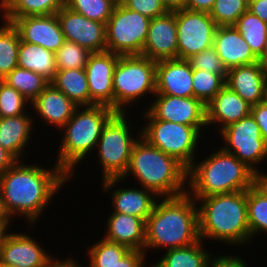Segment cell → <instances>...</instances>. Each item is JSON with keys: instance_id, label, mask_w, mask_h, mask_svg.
Returning a JSON list of instances; mask_svg holds the SVG:
<instances>
[{"instance_id": "cell-1", "label": "cell", "mask_w": 267, "mask_h": 267, "mask_svg": "<svg viewBox=\"0 0 267 267\" xmlns=\"http://www.w3.org/2000/svg\"><path fill=\"white\" fill-rule=\"evenodd\" d=\"M20 162L17 160L0 175L2 199L11 219L20 214L33 226L55 193L71 178L57 164L47 170L38 164Z\"/></svg>"}, {"instance_id": "cell-2", "label": "cell", "mask_w": 267, "mask_h": 267, "mask_svg": "<svg viewBox=\"0 0 267 267\" xmlns=\"http://www.w3.org/2000/svg\"><path fill=\"white\" fill-rule=\"evenodd\" d=\"M188 169L176 158L149 144L143 137L134 143L128 168L122 178L102 180L108 191L129 174L137 178L141 187L152 190L159 197H176L187 193ZM186 188V189H185Z\"/></svg>"}, {"instance_id": "cell-3", "label": "cell", "mask_w": 267, "mask_h": 267, "mask_svg": "<svg viewBox=\"0 0 267 267\" xmlns=\"http://www.w3.org/2000/svg\"><path fill=\"white\" fill-rule=\"evenodd\" d=\"M196 204L188 193L157 200L146 221L144 252L149 248L169 250L197 243L200 236Z\"/></svg>"}, {"instance_id": "cell-4", "label": "cell", "mask_w": 267, "mask_h": 267, "mask_svg": "<svg viewBox=\"0 0 267 267\" xmlns=\"http://www.w3.org/2000/svg\"><path fill=\"white\" fill-rule=\"evenodd\" d=\"M194 200L202 201L198 207L199 236L202 241L205 238L219 240L234 247L251 241L247 190Z\"/></svg>"}, {"instance_id": "cell-5", "label": "cell", "mask_w": 267, "mask_h": 267, "mask_svg": "<svg viewBox=\"0 0 267 267\" xmlns=\"http://www.w3.org/2000/svg\"><path fill=\"white\" fill-rule=\"evenodd\" d=\"M201 161L187 172V193L194 199L243 191L254 184L255 173L223 148Z\"/></svg>"}, {"instance_id": "cell-6", "label": "cell", "mask_w": 267, "mask_h": 267, "mask_svg": "<svg viewBox=\"0 0 267 267\" xmlns=\"http://www.w3.org/2000/svg\"><path fill=\"white\" fill-rule=\"evenodd\" d=\"M115 113L105 105L77 107L61 128L64 134L55 163L69 177L74 175L75 166L96 149L104 125Z\"/></svg>"}, {"instance_id": "cell-7", "label": "cell", "mask_w": 267, "mask_h": 267, "mask_svg": "<svg viewBox=\"0 0 267 267\" xmlns=\"http://www.w3.org/2000/svg\"><path fill=\"white\" fill-rule=\"evenodd\" d=\"M114 111L126 112L145 94H156V61L142 55L120 56L113 72ZM125 109V110H124Z\"/></svg>"}, {"instance_id": "cell-8", "label": "cell", "mask_w": 267, "mask_h": 267, "mask_svg": "<svg viewBox=\"0 0 267 267\" xmlns=\"http://www.w3.org/2000/svg\"><path fill=\"white\" fill-rule=\"evenodd\" d=\"M128 113L116 112L104 125L98 140L97 151L102 166V180L122 178L130 162L134 143L139 139L132 137ZM127 118V119H126ZM129 124V125H128Z\"/></svg>"}, {"instance_id": "cell-9", "label": "cell", "mask_w": 267, "mask_h": 267, "mask_svg": "<svg viewBox=\"0 0 267 267\" xmlns=\"http://www.w3.org/2000/svg\"><path fill=\"white\" fill-rule=\"evenodd\" d=\"M141 137L164 153L176 158L187 169L196 161L194 154L205 126H187L160 119H146ZM201 136V137H200Z\"/></svg>"}, {"instance_id": "cell-10", "label": "cell", "mask_w": 267, "mask_h": 267, "mask_svg": "<svg viewBox=\"0 0 267 267\" xmlns=\"http://www.w3.org/2000/svg\"><path fill=\"white\" fill-rule=\"evenodd\" d=\"M150 21L124 5L115 6L106 22L107 51L120 56L141 55Z\"/></svg>"}, {"instance_id": "cell-11", "label": "cell", "mask_w": 267, "mask_h": 267, "mask_svg": "<svg viewBox=\"0 0 267 267\" xmlns=\"http://www.w3.org/2000/svg\"><path fill=\"white\" fill-rule=\"evenodd\" d=\"M220 134L226 152L232 153L255 174L261 172L257 165L267 157V144L251 114L226 126Z\"/></svg>"}, {"instance_id": "cell-12", "label": "cell", "mask_w": 267, "mask_h": 267, "mask_svg": "<svg viewBox=\"0 0 267 267\" xmlns=\"http://www.w3.org/2000/svg\"><path fill=\"white\" fill-rule=\"evenodd\" d=\"M177 58L188 59L213 46L217 28L209 13L182 9L176 11Z\"/></svg>"}, {"instance_id": "cell-13", "label": "cell", "mask_w": 267, "mask_h": 267, "mask_svg": "<svg viewBox=\"0 0 267 267\" xmlns=\"http://www.w3.org/2000/svg\"><path fill=\"white\" fill-rule=\"evenodd\" d=\"M144 118L160 119L187 126H206V106L194 97L155 94Z\"/></svg>"}, {"instance_id": "cell-14", "label": "cell", "mask_w": 267, "mask_h": 267, "mask_svg": "<svg viewBox=\"0 0 267 267\" xmlns=\"http://www.w3.org/2000/svg\"><path fill=\"white\" fill-rule=\"evenodd\" d=\"M56 15L67 41L75 42L91 53L107 51L106 24L90 20L67 6Z\"/></svg>"}, {"instance_id": "cell-15", "label": "cell", "mask_w": 267, "mask_h": 267, "mask_svg": "<svg viewBox=\"0 0 267 267\" xmlns=\"http://www.w3.org/2000/svg\"><path fill=\"white\" fill-rule=\"evenodd\" d=\"M120 55L104 51L92 53L85 66L90 106L105 105L114 110L113 72Z\"/></svg>"}, {"instance_id": "cell-16", "label": "cell", "mask_w": 267, "mask_h": 267, "mask_svg": "<svg viewBox=\"0 0 267 267\" xmlns=\"http://www.w3.org/2000/svg\"><path fill=\"white\" fill-rule=\"evenodd\" d=\"M18 30L20 40L36 44L54 53L66 41L56 14L3 18Z\"/></svg>"}, {"instance_id": "cell-17", "label": "cell", "mask_w": 267, "mask_h": 267, "mask_svg": "<svg viewBox=\"0 0 267 267\" xmlns=\"http://www.w3.org/2000/svg\"><path fill=\"white\" fill-rule=\"evenodd\" d=\"M176 11L151 19L142 56L154 61L177 58Z\"/></svg>"}, {"instance_id": "cell-18", "label": "cell", "mask_w": 267, "mask_h": 267, "mask_svg": "<svg viewBox=\"0 0 267 267\" xmlns=\"http://www.w3.org/2000/svg\"><path fill=\"white\" fill-rule=\"evenodd\" d=\"M29 235L9 233L0 251V262L19 267H48L52 258Z\"/></svg>"}, {"instance_id": "cell-19", "label": "cell", "mask_w": 267, "mask_h": 267, "mask_svg": "<svg viewBox=\"0 0 267 267\" xmlns=\"http://www.w3.org/2000/svg\"><path fill=\"white\" fill-rule=\"evenodd\" d=\"M192 68L186 59L156 62V94L194 97Z\"/></svg>"}, {"instance_id": "cell-20", "label": "cell", "mask_w": 267, "mask_h": 267, "mask_svg": "<svg viewBox=\"0 0 267 267\" xmlns=\"http://www.w3.org/2000/svg\"><path fill=\"white\" fill-rule=\"evenodd\" d=\"M213 47L227 70L259 62V58L234 25L217 26Z\"/></svg>"}, {"instance_id": "cell-21", "label": "cell", "mask_w": 267, "mask_h": 267, "mask_svg": "<svg viewBox=\"0 0 267 267\" xmlns=\"http://www.w3.org/2000/svg\"><path fill=\"white\" fill-rule=\"evenodd\" d=\"M266 84L267 77L260 62L228 69L225 80V85L250 105L262 102Z\"/></svg>"}, {"instance_id": "cell-22", "label": "cell", "mask_w": 267, "mask_h": 267, "mask_svg": "<svg viewBox=\"0 0 267 267\" xmlns=\"http://www.w3.org/2000/svg\"><path fill=\"white\" fill-rule=\"evenodd\" d=\"M251 106L225 85L206 105V124L210 126L217 123L218 127H221L218 128L220 132L233 122L250 115Z\"/></svg>"}, {"instance_id": "cell-23", "label": "cell", "mask_w": 267, "mask_h": 267, "mask_svg": "<svg viewBox=\"0 0 267 267\" xmlns=\"http://www.w3.org/2000/svg\"><path fill=\"white\" fill-rule=\"evenodd\" d=\"M30 104L44 122L56 126L57 129L60 128V131L78 107L52 83Z\"/></svg>"}, {"instance_id": "cell-24", "label": "cell", "mask_w": 267, "mask_h": 267, "mask_svg": "<svg viewBox=\"0 0 267 267\" xmlns=\"http://www.w3.org/2000/svg\"><path fill=\"white\" fill-rule=\"evenodd\" d=\"M104 239L144 252L146 222L138 217L119 212L109 215Z\"/></svg>"}, {"instance_id": "cell-25", "label": "cell", "mask_w": 267, "mask_h": 267, "mask_svg": "<svg viewBox=\"0 0 267 267\" xmlns=\"http://www.w3.org/2000/svg\"><path fill=\"white\" fill-rule=\"evenodd\" d=\"M111 193L114 212L132 215L143 219L145 222L153 211L157 195L145 188H115ZM154 195V197H153Z\"/></svg>"}, {"instance_id": "cell-26", "label": "cell", "mask_w": 267, "mask_h": 267, "mask_svg": "<svg viewBox=\"0 0 267 267\" xmlns=\"http://www.w3.org/2000/svg\"><path fill=\"white\" fill-rule=\"evenodd\" d=\"M28 113L12 117H0V145L17 160L24 154L30 141L33 121Z\"/></svg>"}, {"instance_id": "cell-27", "label": "cell", "mask_w": 267, "mask_h": 267, "mask_svg": "<svg viewBox=\"0 0 267 267\" xmlns=\"http://www.w3.org/2000/svg\"><path fill=\"white\" fill-rule=\"evenodd\" d=\"M18 67L41 74L51 82L57 71L55 53L40 45L20 40Z\"/></svg>"}, {"instance_id": "cell-28", "label": "cell", "mask_w": 267, "mask_h": 267, "mask_svg": "<svg viewBox=\"0 0 267 267\" xmlns=\"http://www.w3.org/2000/svg\"><path fill=\"white\" fill-rule=\"evenodd\" d=\"M50 83L78 107L90 106L89 87L84 69L57 70Z\"/></svg>"}, {"instance_id": "cell-29", "label": "cell", "mask_w": 267, "mask_h": 267, "mask_svg": "<svg viewBox=\"0 0 267 267\" xmlns=\"http://www.w3.org/2000/svg\"><path fill=\"white\" fill-rule=\"evenodd\" d=\"M66 0H0L3 18L56 14Z\"/></svg>"}, {"instance_id": "cell-30", "label": "cell", "mask_w": 267, "mask_h": 267, "mask_svg": "<svg viewBox=\"0 0 267 267\" xmlns=\"http://www.w3.org/2000/svg\"><path fill=\"white\" fill-rule=\"evenodd\" d=\"M203 241L183 248L169 249L151 267H208L211 253L204 251Z\"/></svg>"}, {"instance_id": "cell-31", "label": "cell", "mask_w": 267, "mask_h": 267, "mask_svg": "<svg viewBox=\"0 0 267 267\" xmlns=\"http://www.w3.org/2000/svg\"><path fill=\"white\" fill-rule=\"evenodd\" d=\"M234 26L260 59L267 44V23L247 9Z\"/></svg>"}, {"instance_id": "cell-32", "label": "cell", "mask_w": 267, "mask_h": 267, "mask_svg": "<svg viewBox=\"0 0 267 267\" xmlns=\"http://www.w3.org/2000/svg\"><path fill=\"white\" fill-rule=\"evenodd\" d=\"M13 87L26 99L32 102L50 84V81L41 74L16 67L2 79Z\"/></svg>"}, {"instance_id": "cell-33", "label": "cell", "mask_w": 267, "mask_h": 267, "mask_svg": "<svg viewBox=\"0 0 267 267\" xmlns=\"http://www.w3.org/2000/svg\"><path fill=\"white\" fill-rule=\"evenodd\" d=\"M0 25V80L18 67L20 36L12 23Z\"/></svg>"}, {"instance_id": "cell-34", "label": "cell", "mask_w": 267, "mask_h": 267, "mask_svg": "<svg viewBox=\"0 0 267 267\" xmlns=\"http://www.w3.org/2000/svg\"><path fill=\"white\" fill-rule=\"evenodd\" d=\"M247 214L251 239L267 233V197L254 184L247 189Z\"/></svg>"}, {"instance_id": "cell-35", "label": "cell", "mask_w": 267, "mask_h": 267, "mask_svg": "<svg viewBox=\"0 0 267 267\" xmlns=\"http://www.w3.org/2000/svg\"><path fill=\"white\" fill-rule=\"evenodd\" d=\"M129 248L106 239H101L89 248L87 267H113L128 252Z\"/></svg>"}, {"instance_id": "cell-36", "label": "cell", "mask_w": 267, "mask_h": 267, "mask_svg": "<svg viewBox=\"0 0 267 267\" xmlns=\"http://www.w3.org/2000/svg\"><path fill=\"white\" fill-rule=\"evenodd\" d=\"M194 98L200 100L205 106L225 86V79L219 75L203 70L192 69Z\"/></svg>"}, {"instance_id": "cell-37", "label": "cell", "mask_w": 267, "mask_h": 267, "mask_svg": "<svg viewBox=\"0 0 267 267\" xmlns=\"http://www.w3.org/2000/svg\"><path fill=\"white\" fill-rule=\"evenodd\" d=\"M65 6L90 20L106 24L116 5L112 0H66Z\"/></svg>"}, {"instance_id": "cell-38", "label": "cell", "mask_w": 267, "mask_h": 267, "mask_svg": "<svg viewBox=\"0 0 267 267\" xmlns=\"http://www.w3.org/2000/svg\"><path fill=\"white\" fill-rule=\"evenodd\" d=\"M92 53L75 42L65 41L55 53L57 70L85 69Z\"/></svg>"}, {"instance_id": "cell-39", "label": "cell", "mask_w": 267, "mask_h": 267, "mask_svg": "<svg viewBox=\"0 0 267 267\" xmlns=\"http://www.w3.org/2000/svg\"><path fill=\"white\" fill-rule=\"evenodd\" d=\"M247 9V0H216L209 15L217 26H229L234 25Z\"/></svg>"}, {"instance_id": "cell-40", "label": "cell", "mask_w": 267, "mask_h": 267, "mask_svg": "<svg viewBox=\"0 0 267 267\" xmlns=\"http://www.w3.org/2000/svg\"><path fill=\"white\" fill-rule=\"evenodd\" d=\"M28 103V104H27ZM31 102L13 87L0 80V117L19 116L27 113L26 105Z\"/></svg>"}, {"instance_id": "cell-41", "label": "cell", "mask_w": 267, "mask_h": 267, "mask_svg": "<svg viewBox=\"0 0 267 267\" xmlns=\"http://www.w3.org/2000/svg\"><path fill=\"white\" fill-rule=\"evenodd\" d=\"M190 67L194 70H203L221 75L225 80L227 78V69L219 58L214 47L205 49L186 59Z\"/></svg>"}, {"instance_id": "cell-42", "label": "cell", "mask_w": 267, "mask_h": 267, "mask_svg": "<svg viewBox=\"0 0 267 267\" xmlns=\"http://www.w3.org/2000/svg\"><path fill=\"white\" fill-rule=\"evenodd\" d=\"M124 6L130 10L139 12L149 19L162 16L168 12L161 0H127Z\"/></svg>"}, {"instance_id": "cell-43", "label": "cell", "mask_w": 267, "mask_h": 267, "mask_svg": "<svg viewBox=\"0 0 267 267\" xmlns=\"http://www.w3.org/2000/svg\"><path fill=\"white\" fill-rule=\"evenodd\" d=\"M260 127L261 135L267 144V105L259 103L251 106V113Z\"/></svg>"}, {"instance_id": "cell-44", "label": "cell", "mask_w": 267, "mask_h": 267, "mask_svg": "<svg viewBox=\"0 0 267 267\" xmlns=\"http://www.w3.org/2000/svg\"><path fill=\"white\" fill-rule=\"evenodd\" d=\"M142 251L130 250L118 263L113 267H145V256Z\"/></svg>"}, {"instance_id": "cell-45", "label": "cell", "mask_w": 267, "mask_h": 267, "mask_svg": "<svg viewBox=\"0 0 267 267\" xmlns=\"http://www.w3.org/2000/svg\"><path fill=\"white\" fill-rule=\"evenodd\" d=\"M246 262L238 256H219L211 254L208 267H247Z\"/></svg>"}, {"instance_id": "cell-46", "label": "cell", "mask_w": 267, "mask_h": 267, "mask_svg": "<svg viewBox=\"0 0 267 267\" xmlns=\"http://www.w3.org/2000/svg\"><path fill=\"white\" fill-rule=\"evenodd\" d=\"M216 0H185V9L210 13Z\"/></svg>"}, {"instance_id": "cell-47", "label": "cell", "mask_w": 267, "mask_h": 267, "mask_svg": "<svg viewBox=\"0 0 267 267\" xmlns=\"http://www.w3.org/2000/svg\"><path fill=\"white\" fill-rule=\"evenodd\" d=\"M247 3L248 10L267 23V0H257Z\"/></svg>"}, {"instance_id": "cell-48", "label": "cell", "mask_w": 267, "mask_h": 267, "mask_svg": "<svg viewBox=\"0 0 267 267\" xmlns=\"http://www.w3.org/2000/svg\"><path fill=\"white\" fill-rule=\"evenodd\" d=\"M17 159L0 145V175L10 168Z\"/></svg>"}, {"instance_id": "cell-49", "label": "cell", "mask_w": 267, "mask_h": 267, "mask_svg": "<svg viewBox=\"0 0 267 267\" xmlns=\"http://www.w3.org/2000/svg\"><path fill=\"white\" fill-rule=\"evenodd\" d=\"M168 12H175L184 9L185 0H161Z\"/></svg>"}, {"instance_id": "cell-50", "label": "cell", "mask_w": 267, "mask_h": 267, "mask_svg": "<svg viewBox=\"0 0 267 267\" xmlns=\"http://www.w3.org/2000/svg\"><path fill=\"white\" fill-rule=\"evenodd\" d=\"M254 185L267 197V174L256 173L254 175Z\"/></svg>"}, {"instance_id": "cell-51", "label": "cell", "mask_w": 267, "mask_h": 267, "mask_svg": "<svg viewBox=\"0 0 267 267\" xmlns=\"http://www.w3.org/2000/svg\"><path fill=\"white\" fill-rule=\"evenodd\" d=\"M75 259L66 258L65 260L55 259L48 267H84L74 261ZM87 267V266H86Z\"/></svg>"}, {"instance_id": "cell-52", "label": "cell", "mask_w": 267, "mask_h": 267, "mask_svg": "<svg viewBox=\"0 0 267 267\" xmlns=\"http://www.w3.org/2000/svg\"><path fill=\"white\" fill-rule=\"evenodd\" d=\"M11 220L12 219L10 218L9 214L5 209L0 189V223H11Z\"/></svg>"}, {"instance_id": "cell-53", "label": "cell", "mask_w": 267, "mask_h": 267, "mask_svg": "<svg viewBox=\"0 0 267 267\" xmlns=\"http://www.w3.org/2000/svg\"><path fill=\"white\" fill-rule=\"evenodd\" d=\"M9 224L11 226V223H0V251L2 249V246L4 244L7 235L9 234V231L7 230V228H9Z\"/></svg>"}, {"instance_id": "cell-54", "label": "cell", "mask_w": 267, "mask_h": 267, "mask_svg": "<svg viewBox=\"0 0 267 267\" xmlns=\"http://www.w3.org/2000/svg\"><path fill=\"white\" fill-rule=\"evenodd\" d=\"M259 62L263 68V71L267 77V44H266V48L264 51V54L260 57Z\"/></svg>"}, {"instance_id": "cell-55", "label": "cell", "mask_w": 267, "mask_h": 267, "mask_svg": "<svg viewBox=\"0 0 267 267\" xmlns=\"http://www.w3.org/2000/svg\"><path fill=\"white\" fill-rule=\"evenodd\" d=\"M262 103H264L265 105H267V84L264 90V95H263V100Z\"/></svg>"}, {"instance_id": "cell-56", "label": "cell", "mask_w": 267, "mask_h": 267, "mask_svg": "<svg viewBox=\"0 0 267 267\" xmlns=\"http://www.w3.org/2000/svg\"><path fill=\"white\" fill-rule=\"evenodd\" d=\"M113 3L117 6V5H124V3L127 1V0H112Z\"/></svg>"}, {"instance_id": "cell-57", "label": "cell", "mask_w": 267, "mask_h": 267, "mask_svg": "<svg viewBox=\"0 0 267 267\" xmlns=\"http://www.w3.org/2000/svg\"><path fill=\"white\" fill-rule=\"evenodd\" d=\"M0 267H19V266H16V265H9V264L0 262Z\"/></svg>"}, {"instance_id": "cell-58", "label": "cell", "mask_w": 267, "mask_h": 267, "mask_svg": "<svg viewBox=\"0 0 267 267\" xmlns=\"http://www.w3.org/2000/svg\"><path fill=\"white\" fill-rule=\"evenodd\" d=\"M253 1H257V0H247V2H253Z\"/></svg>"}]
</instances>
